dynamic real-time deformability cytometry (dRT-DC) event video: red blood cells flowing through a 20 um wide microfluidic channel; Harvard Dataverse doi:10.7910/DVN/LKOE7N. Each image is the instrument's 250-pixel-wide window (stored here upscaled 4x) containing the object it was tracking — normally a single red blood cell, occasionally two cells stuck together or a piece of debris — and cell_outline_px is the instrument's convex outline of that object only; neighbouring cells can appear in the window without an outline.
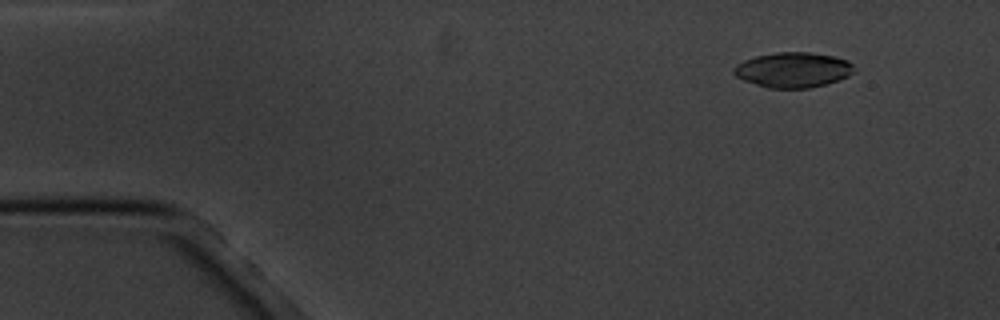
{"species": "common noctule bat (a hibernating species)", "species_latin": "Nyctalus noctula", "temperature_condition": "cold", "stored_images_in_passage": 4, "camera_frame_rate_fps": 3000, "um_per_image_px": 0.085, "animal": {"sex": "male", "body_mass_g": 20.1, "forearm_length_mm": 53.5}, "frame": {"image": 1, "passage_image": 2, "time_ms": 1.333, "image_size_px": [1000, 320], "cell_outline_px": [[852, 72], [848, 76], [824, 84], [808, 88], [768, 88], [744, 80], [736, 76], [732, 72], [732, 68], [736, 64], [744, 60], [756, 56], [776, 52], [808, 52], [836, 56], [848, 60], [852, 64]], "centroid_in_image_um": [67.37, 5.93], "position_along_channel_um": 17.6, "area_um2": 24.51}}